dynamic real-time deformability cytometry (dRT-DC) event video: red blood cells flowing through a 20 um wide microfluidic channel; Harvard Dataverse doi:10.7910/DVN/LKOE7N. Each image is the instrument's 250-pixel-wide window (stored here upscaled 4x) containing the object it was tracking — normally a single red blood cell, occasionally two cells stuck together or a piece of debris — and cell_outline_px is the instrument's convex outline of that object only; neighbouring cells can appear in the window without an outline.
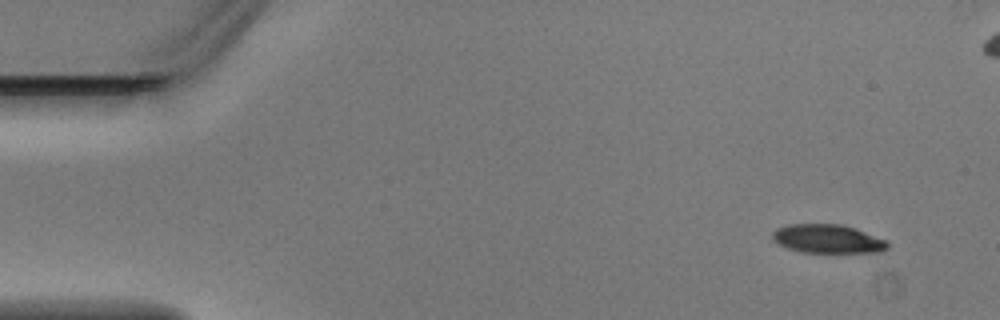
{"species": "Egyptian fruit bat (a non-hibernating species)", "species_latin": "Rousettus aegyptiacus", "temperature_condition": "warm", "stored_images_in_passage": 6, "camera_frame_rate_fps": 3000, "um_per_image_px": 0.085, "animal": {"sex": "male"}, "frame": {"image": 1, "passage_image": 1, "time_ms": 0.0, "image_size_px": [1000, 320], "cell_outline_px": [[888, 248], [880, 252], [800, 252], [788, 248], [772, 240], [772, 232], [776, 228], [788, 224], [840, 224], [856, 228], [888, 240]], "centroid_in_image_um": [70.36, 20.29], "position_along_channel_um": 14.6, "area_um2": 19.36}}
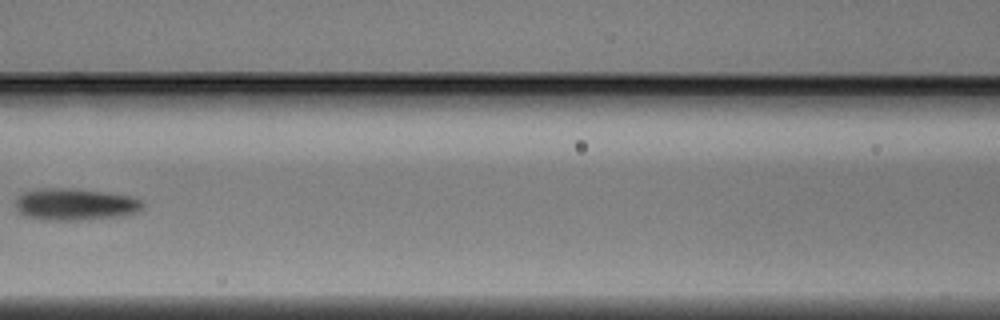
{"frame": {"image": 2, "passage_image": 6, "time_ms": 1.667, "image_size_px": [1000, 320], "cell_outline_px": [[144, 204], [136, 212], [116, 216], [72, 220], [48, 220], [28, 216], [20, 212], [16, 208], [16, 200], [20, 192], [36, 188], [76, 188], [132, 196], [140, 200]], "centroid_in_image_um": [6.33, 17.33], "position_along_channel_um": 160.3, "area_um2": 23.41}}